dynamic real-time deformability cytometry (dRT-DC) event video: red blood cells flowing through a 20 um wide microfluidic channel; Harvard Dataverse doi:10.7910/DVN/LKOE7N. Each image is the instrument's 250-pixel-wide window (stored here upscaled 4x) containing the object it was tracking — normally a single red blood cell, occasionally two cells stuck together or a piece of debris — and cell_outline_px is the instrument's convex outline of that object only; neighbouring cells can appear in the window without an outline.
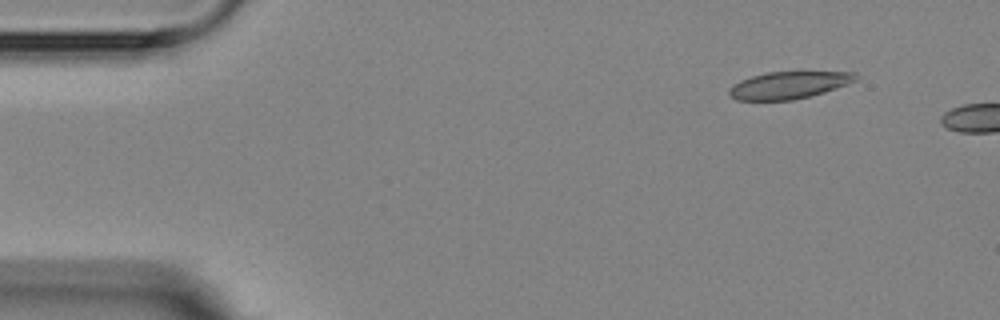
{"species": "Egyptian fruit bat (a non-hibernating species)", "species_latin": "Rousettus aegyptiacus", "temperature_condition": "room temperature", "stored_images_in_passage": 5, "segment_of_instrument_passage": [2, 2], "camera_frame_rate_fps": 3000, "um_per_image_px": 0.085, "animal": {"sex": "female"}, "frame": {"image": 1, "passage_image": 5, "time_ms": 4.667, "image_size_px": [1000, 320], "cell_outline_px": [[860, 76], [856, 80], [848, 84], [824, 92], [792, 100], [736, 100], [728, 96], [728, 88], [732, 84], [740, 80], [764, 72], [856, 72]], "centroid_in_image_um": [67.01, 7.23], "position_along_channel_um": 18.0, "area_um2": 20.17}}